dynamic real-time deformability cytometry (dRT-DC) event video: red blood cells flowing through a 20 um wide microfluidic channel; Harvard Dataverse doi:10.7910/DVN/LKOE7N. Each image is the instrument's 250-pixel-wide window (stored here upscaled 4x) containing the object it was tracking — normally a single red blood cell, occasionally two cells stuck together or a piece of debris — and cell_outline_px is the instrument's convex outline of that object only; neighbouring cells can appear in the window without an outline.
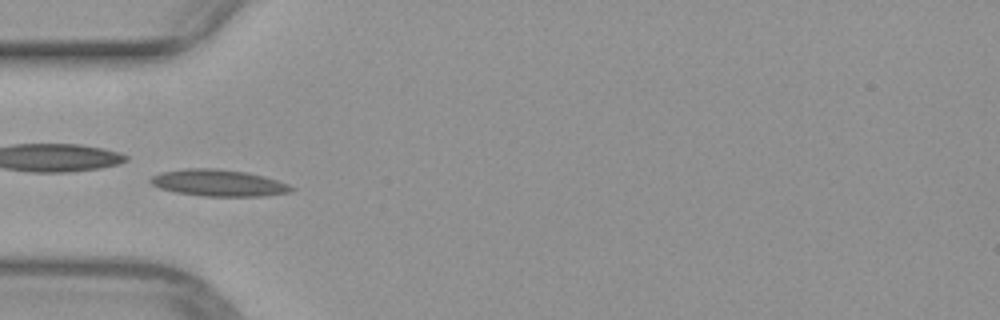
{"species": "common noctule bat (a hibernating species)", "species_latin": "Nyctalus noctula", "temperature_condition": "warm", "stored_images_in_passage": 45, "camera_frame_rate_fps": 3000, "um_per_image_px": 0.085, "animal": {"sex": "female", "body_mass_g": 29.2, "forearm_length_mm": 56.3}, "frame": {"image": 1, "passage_image": 10, "time_ms": 3.0, "image_size_px": [1000, 320], "cell_outline_px": [[296, 188], [292, 192], [260, 196], [204, 196], [176, 192], [160, 188], [152, 184], [148, 180], [152, 176], [160, 172], [184, 168], [216, 168], [248, 172], [264, 176], [288, 184]], "centroid_in_image_um": [18.57, 15.54], "position_along_channel_um": 66.4, "area_um2": 21.96}}
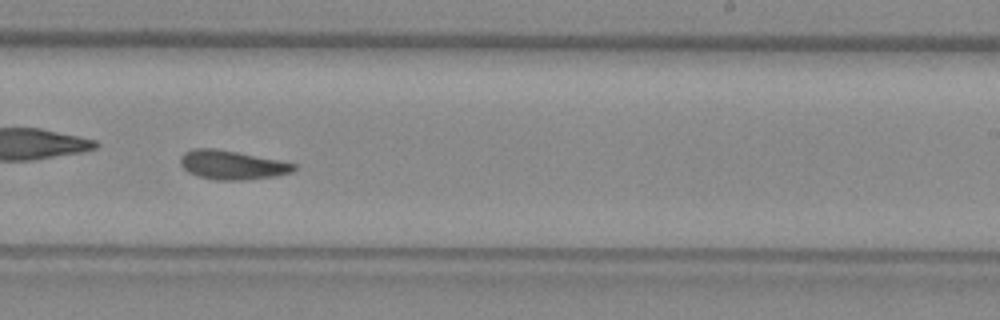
{"frame": {"image": 2, "passage_image": 25, "time_ms": 8.0, "image_size_px": [1000, 320], "cell_outline_px": [[296, 168], [292, 172], [276, 176], [244, 180], [216, 180], [200, 176], [188, 172], [180, 164], [180, 156], [184, 152], [192, 148], [216, 148], [280, 160], [296, 164]], "centroid_in_image_um": [19.72, 14.01], "position_along_channel_um": 269.3, "area_um2": 19.25}}
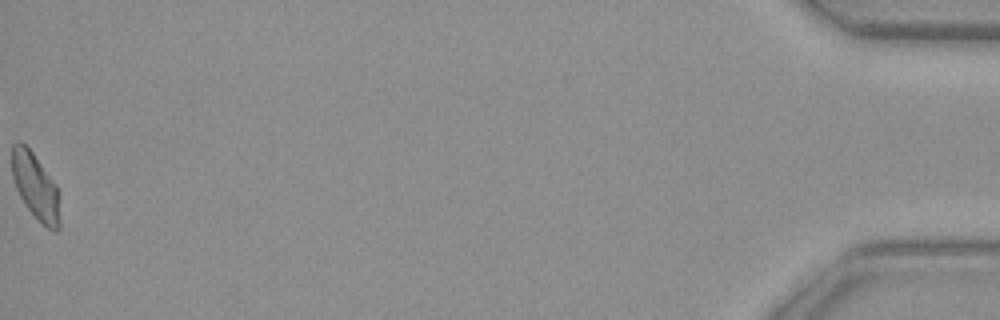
{"frame": {"image": 3, "passage_image": 45, "time_ms": 14.667, "image_size_px": [1000, 320], "cell_outline_px": [[60, 228], [56, 232], [48, 228], [28, 208], [20, 196], [16, 188], [12, 176], [12, 144], [20, 140], [32, 152], [56, 184], [60, 192]], "centroid_in_image_um": [3.05, 15.85], "position_along_channel_um": 432.1, "area_um2": 18.5}}